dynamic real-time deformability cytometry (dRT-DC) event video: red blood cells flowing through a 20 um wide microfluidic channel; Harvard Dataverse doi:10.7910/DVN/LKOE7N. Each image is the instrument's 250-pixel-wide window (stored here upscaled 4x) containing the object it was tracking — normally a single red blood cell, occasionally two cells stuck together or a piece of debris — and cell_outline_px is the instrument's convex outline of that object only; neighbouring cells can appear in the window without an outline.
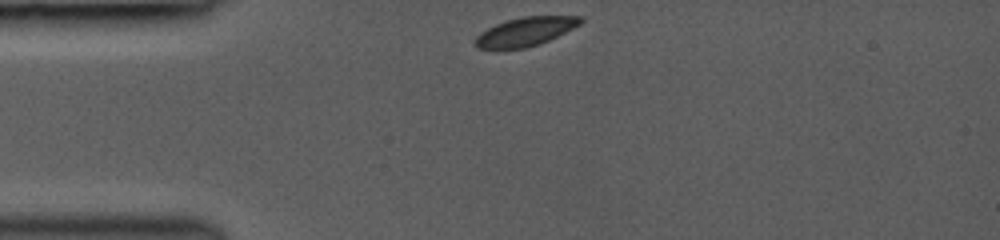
{"species": "common noctule bat (a hibernating species)", "species_latin": "Nyctalus noctula", "temperature_condition": "room temperature", "stored_images_in_passage": 45, "camera_frame_rate_fps": 3000, "um_per_image_px": 0.085, "animal": {"sex": "female", "body_mass_g": 19.0, "forearm_length_mm": 53.3}, "frame": {"image": 1, "passage_image": 1, "time_ms": 0.0, "image_size_px": [1000, 240], "cell_outline_px": [[584, 20], [580, 24], [540, 44], [524, 48], [496, 52], [476, 48], [472, 44], [476, 36], [480, 32], [496, 24], [508, 20], [524, 16], [584, 16]], "centroid_in_image_um": [44.55, 2.74], "position_along_channel_um": 40.5, "area_um2": 18.15}}
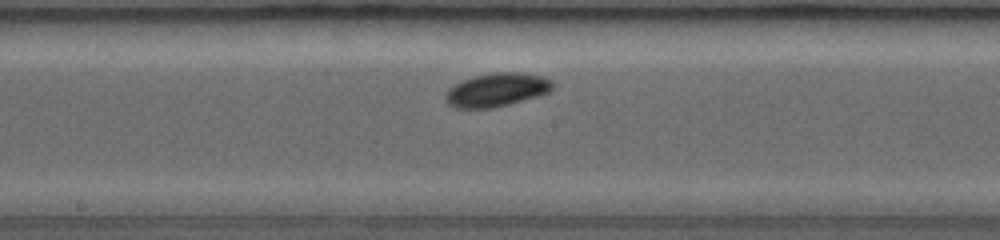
{"frame": {"image": 2, "passage_image": 22, "time_ms": 4.667, "image_size_px": [1000, 240], "cell_outline_px": [[552, 88], [548, 92], [536, 96], [508, 104], [492, 108], [456, 108], [448, 104], [444, 100], [444, 92], [452, 84], [472, 76], [488, 72], [524, 72], [540, 76], [552, 80]], "centroid_in_image_um": [42.13, 7.62], "position_along_channel_um": 206.1, "area_um2": 21.15}}
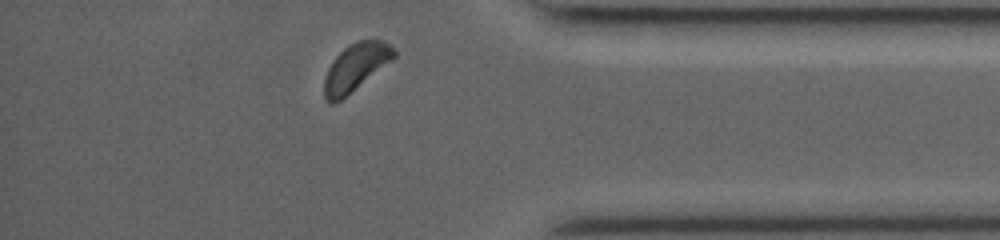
{"frame": {"image": 3, "passage_image": 44, "time_ms": 9.667, "image_size_px": [1000, 240], "cell_outline_px": [[396, 56], [340, 100], [332, 104], [324, 96], [324, 80], [328, 68], [336, 56], [348, 44], [356, 40], [380, 40], [388, 44], [396, 52]], "centroid_in_image_um": [30.2, 5.69], "position_along_channel_um": 405.0, "area_um2": 18.61}}